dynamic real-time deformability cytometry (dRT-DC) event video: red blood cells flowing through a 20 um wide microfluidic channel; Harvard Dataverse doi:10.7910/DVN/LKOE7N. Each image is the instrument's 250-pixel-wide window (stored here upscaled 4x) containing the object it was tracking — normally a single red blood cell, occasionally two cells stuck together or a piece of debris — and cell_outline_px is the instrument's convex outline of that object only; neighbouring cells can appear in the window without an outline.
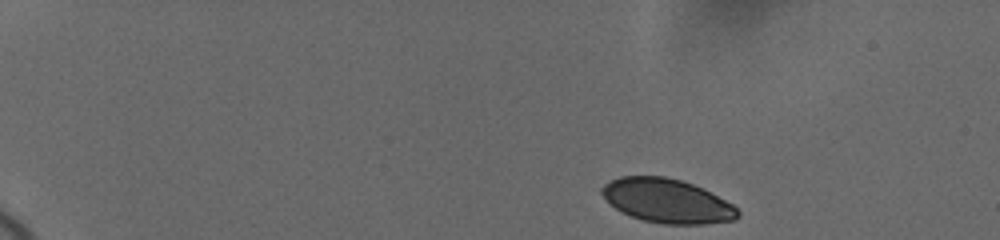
{"species": "human", "species_latin": "Homo sapiens", "temperature_condition": "cold", "stored_images_in_passage": 12, "camera_frame_rate_fps": 3000, "um_per_image_px": 0.085, "donor": {"sex": "female"}, "frame": {"image": 1, "passage_image": 1, "time_ms": 0.0, "image_size_px": [1000, 240], "cell_outline_px": [[740, 216], [736, 220], [704, 224], [664, 224], [644, 220], [632, 216], [616, 208], [600, 192], [600, 188], [604, 184], [620, 176], [664, 176], [680, 180], [692, 184], [732, 204], [740, 212]], "centroid_in_image_um": [56.71, 17.08], "position_along_channel_um": 28.3, "area_um2": 34.39}}
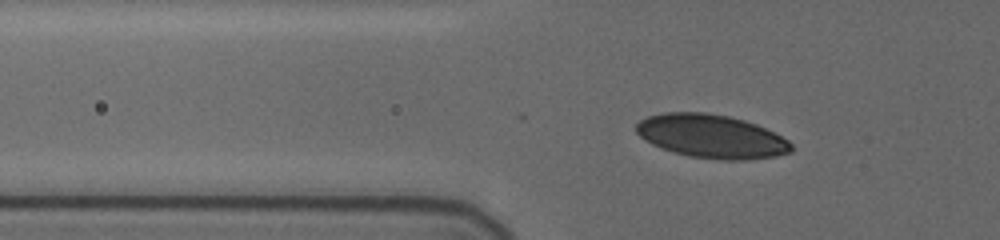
{"frame": {"image": 2, "passage_image": 9, "time_ms": 4.0, "image_size_px": [1000, 240], "cell_outline_px": [[792, 152], [776, 156], [744, 160], [724, 160], [688, 156], [672, 152], [660, 148], [644, 140], [636, 132], [636, 124], [640, 120], [648, 116], [664, 112], [704, 112], [728, 116], [744, 120], [756, 124], [788, 140], [792, 144]], "centroid_in_image_um": [60.44, 11.59], "position_along_channel_um": 65.4, "area_um2": 39.36}}